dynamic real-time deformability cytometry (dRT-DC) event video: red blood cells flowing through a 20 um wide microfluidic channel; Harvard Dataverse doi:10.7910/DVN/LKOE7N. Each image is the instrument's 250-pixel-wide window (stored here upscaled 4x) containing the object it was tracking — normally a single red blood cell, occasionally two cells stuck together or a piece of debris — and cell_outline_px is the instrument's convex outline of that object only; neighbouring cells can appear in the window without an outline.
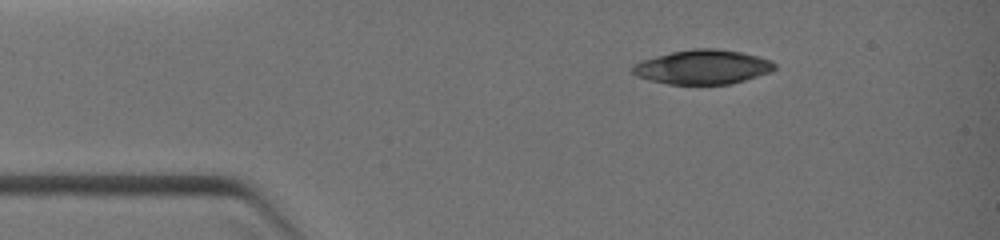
{"species": "common noctule bat (a hibernating species)", "species_latin": "Nyctalus noctula", "temperature_condition": "warm", "stored_images_in_passage": 6, "camera_frame_rate_fps": 3000, "um_per_image_px": 0.085, "animal": {"sex": "female", "body_mass_g": 19.0, "forearm_length_mm": 51.5}, "frame": {"image": 1, "passage_image": 1, "time_ms": 0.0, "image_size_px": [1000, 240], "cell_outline_px": [[776, 68], [772, 72], [732, 84], [668, 84], [648, 80], [636, 76], [632, 72], [632, 64], [640, 60], [672, 52], [696, 48], [716, 48], [740, 52], [756, 56], [768, 60], [776, 64]], "centroid_in_image_um": [59.7, 5.7], "position_along_channel_um": 25.3, "area_um2": 28.5}}
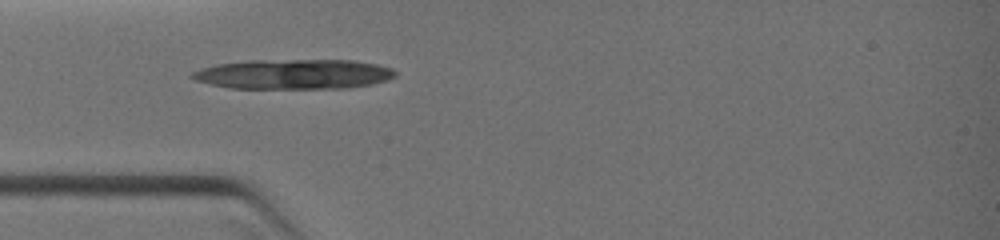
{"frame": {"image": 2, "passage_image": 3, "time_ms": 1.667, "image_size_px": [1000, 240], "cell_outline_px": [[396, 76], [388, 80], [372, 84], [344, 88], [228, 88], [196, 80], [188, 76], [192, 72], [200, 68], [216, 64], [248, 60], [352, 60], [376, 64], [392, 68], [396, 72]], "centroid_in_image_um": [24.95, 6.3], "position_along_channel_um": 60.0, "area_um2": 35.43}}
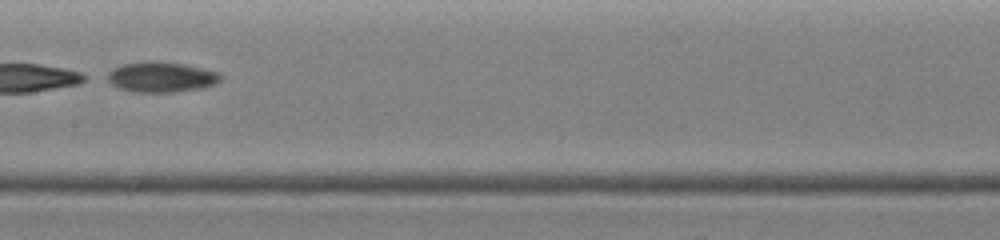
{"frame": {"image": 3, "passage_image": 6, "time_ms": 4.333, "image_size_px": [1000, 240], "cell_outline_px": [[224, 76], [216, 84], [200, 88], [172, 92], [132, 92], [120, 88], [104, 80], [100, 76], [112, 68], [120, 64], [144, 60], [152, 60], [184, 64], [220, 72]], "centroid_in_image_um": [13.61, 6.52], "position_along_channel_um": 193.8, "area_um2": 20.69}}